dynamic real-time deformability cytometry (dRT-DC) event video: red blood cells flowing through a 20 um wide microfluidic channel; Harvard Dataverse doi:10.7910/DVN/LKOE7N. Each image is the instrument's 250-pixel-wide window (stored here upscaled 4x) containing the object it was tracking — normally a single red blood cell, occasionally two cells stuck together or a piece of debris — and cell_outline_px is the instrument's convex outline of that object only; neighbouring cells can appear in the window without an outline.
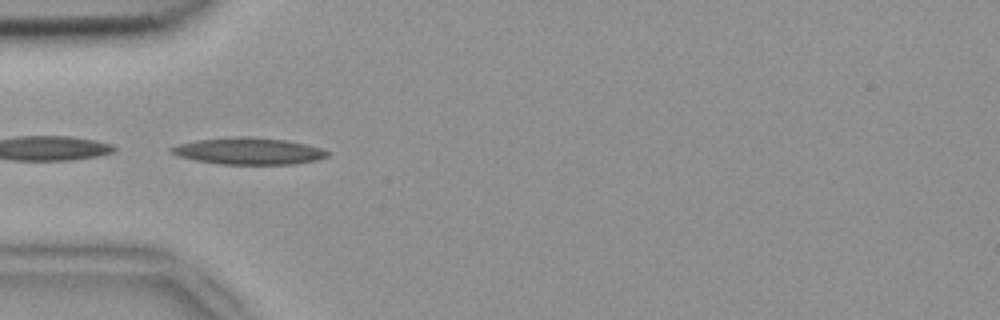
{"species": "common noctule bat (a hibernating species)", "species_latin": "Nyctalus noctula", "temperature_condition": "room temperature", "stored_images_in_passage": 2, "camera_frame_rate_fps": 3000, "um_per_image_px": 0.085, "animal": {"sex": "female", "body_mass_g": 18.4}, "frame": {"image": 1, "passage_image": 2, "time_ms": 0.333, "image_size_px": [1000, 320], "cell_outline_px": [[328, 156], [316, 160], [296, 164], [220, 164], [196, 160], [180, 156], [172, 152], [168, 148], [176, 144], [196, 140], [232, 136], [252, 136], [288, 140], [320, 148], [328, 152]], "centroid_in_image_um": [21.11, 12.83], "position_along_channel_um": 63.9, "area_um2": 24.39}}